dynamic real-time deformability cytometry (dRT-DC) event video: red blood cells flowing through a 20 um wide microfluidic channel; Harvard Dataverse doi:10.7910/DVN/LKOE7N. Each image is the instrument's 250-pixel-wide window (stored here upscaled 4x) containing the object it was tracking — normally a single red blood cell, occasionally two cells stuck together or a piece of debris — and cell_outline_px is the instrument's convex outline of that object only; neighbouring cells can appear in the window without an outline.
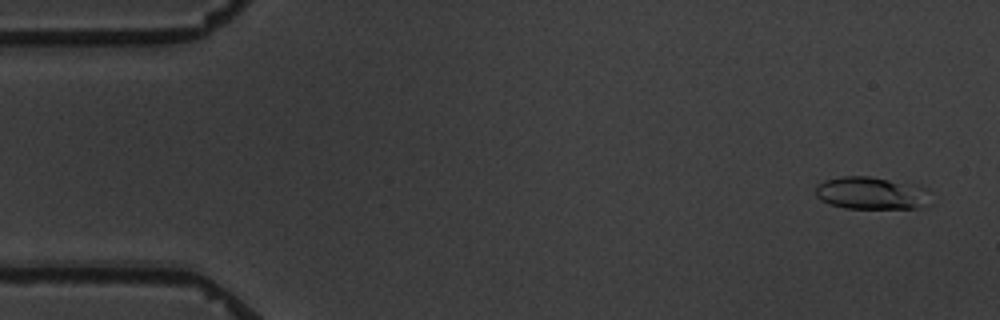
{"species": "common noctule bat (a hibernating species)", "species_latin": "Nyctalus noctula", "temperature_condition": "warm", "stored_images_in_passage": 4, "camera_frame_rate_fps": 3000, "um_per_image_px": 0.085, "animal": {"sex": "male", "body_mass_g": 19.5, "forearm_length_mm": 54.6}, "frame": {"image": 1, "passage_image": 1, "time_ms": 0.0, "image_size_px": [1000, 320], "cell_outline_px": [[932, 204], [920, 208], [844, 208], [820, 200], [816, 196], [816, 184], [824, 180], [844, 176], [868, 176], [920, 184], [928, 188]], "centroid_in_image_um": [74.16, 16.41], "position_along_channel_um": 10.8, "area_um2": 22.37}}
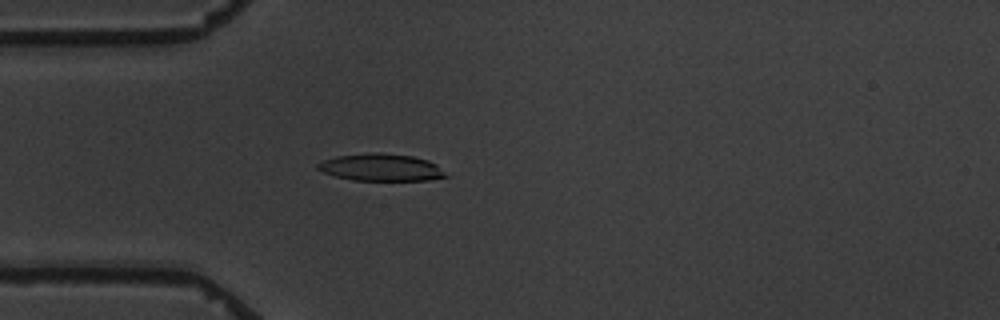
{"frame": {"image": 2, "passage_image": 4, "time_ms": 4.333, "image_size_px": [1000, 320], "cell_outline_px": [[448, 176], [428, 180], [352, 180], [336, 176], [324, 172], [316, 168], [316, 164], [324, 160], [336, 156], [376, 152], [380, 152], [412, 156], [428, 160], [436, 164]], "centroid_in_image_um": [32.38, 14.22], "position_along_channel_um": 52.6, "area_um2": 20.11}}